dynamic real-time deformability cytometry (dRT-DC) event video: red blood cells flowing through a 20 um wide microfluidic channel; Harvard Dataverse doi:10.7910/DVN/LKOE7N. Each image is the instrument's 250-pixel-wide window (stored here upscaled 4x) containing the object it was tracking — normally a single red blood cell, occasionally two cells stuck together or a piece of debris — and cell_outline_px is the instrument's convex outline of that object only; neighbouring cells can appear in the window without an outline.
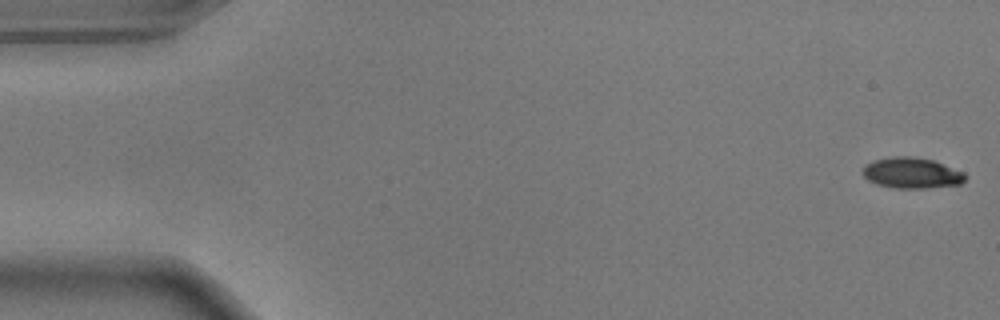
{"species": "common noctule bat (a hibernating species)", "species_latin": "Nyctalus noctula", "temperature_condition": "warm", "stored_images_in_passage": 12, "camera_frame_rate_fps": 3000, "um_per_image_px": 0.085, "animal": {"sex": "male", "body_mass_g": 17.9}, "frame": {"image": 1, "passage_image": 1, "time_ms": 0.0, "image_size_px": [1000, 320], "cell_outline_px": [[968, 176], [960, 184], [924, 188], [896, 188], [876, 184], [868, 180], [864, 176], [864, 164], [872, 160], [892, 156], [912, 156], [932, 160], [964, 172]], "centroid_in_image_um": [77.48, 14.69], "position_along_channel_um": 7.5, "area_um2": 18.38}}